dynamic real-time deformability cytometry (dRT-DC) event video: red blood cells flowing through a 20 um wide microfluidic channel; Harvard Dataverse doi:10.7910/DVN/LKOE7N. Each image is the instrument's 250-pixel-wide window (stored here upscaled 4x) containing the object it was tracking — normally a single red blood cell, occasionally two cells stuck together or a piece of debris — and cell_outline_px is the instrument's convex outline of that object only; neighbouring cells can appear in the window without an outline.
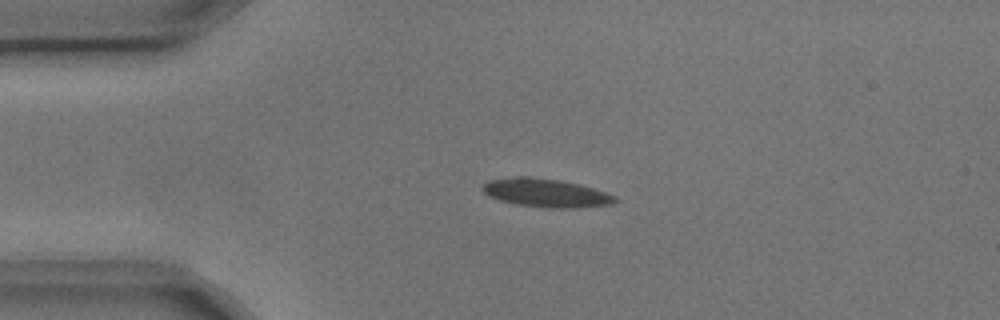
{"species": "common noctule bat (a hibernating species)", "species_latin": "Nyctalus noctula", "temperature_condition": "cold", "stored_images_in_passage": 3, "camera_frame_rate_fps": 3000, "um_per_image_px": 0.085, "animal": {"sex": "male", "body_mass_g": 17.9, "forearm_length_mm": 54.2}, "frame": {"image": 1, "passage_image": 2, "time_ms": 0.333, "image_size_px": [1000, 320], "cell_outline_px": [[616, 200], [612, 204], [576, 208], [548, 208], [516, 204], [500, 200], [488, 196], [480, 188], [488, 180], [516, 176], [528, 176], [560, 180], [580, 184], [616, 196]], "centroid_in_image_um": [46.37, 16.39], "position_along_channel_um": 38.6, "area_um2": 21.96}}